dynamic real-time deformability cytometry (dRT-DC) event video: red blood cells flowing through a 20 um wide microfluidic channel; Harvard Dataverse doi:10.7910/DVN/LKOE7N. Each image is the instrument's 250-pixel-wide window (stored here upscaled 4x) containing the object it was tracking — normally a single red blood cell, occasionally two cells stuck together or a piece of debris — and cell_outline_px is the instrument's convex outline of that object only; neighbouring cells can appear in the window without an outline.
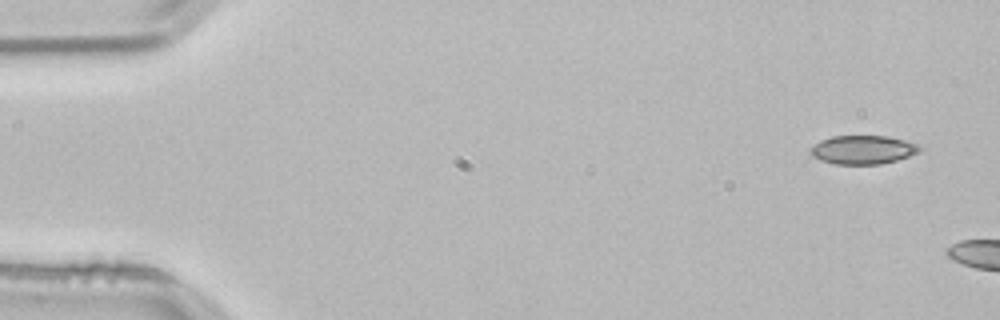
{"species": "common noctule bat (a hibernating species)", "species_latin": "Nyctalus noctula", "temperature_condition": "room temperature", "stored_images_in_passage": 3, "camera_frame_rate_fps": 3000, "um_per_image_px": 0.085, "animal": {"sex": "male", "body_mass_g": 21.5, "forearm_length_mm": 52.0}, "frame": {"image": 1, "passage_image": 1, "time_ms": 0.0, "image_size_px": [1000, 320], "cell_outline_px": [[924, 148], [920, 152], [896, 160], [880, 164], [836, 164], [820, 160], [812, 156], [808, 152], [808, 148], [820, 140], [832, 136], [888, 136], [904, 140], [916, 144]], "centroid_in_image_um": [73.31, 12.72], "position_along_channel_um": 11.7, "area_um2": 18.38}}